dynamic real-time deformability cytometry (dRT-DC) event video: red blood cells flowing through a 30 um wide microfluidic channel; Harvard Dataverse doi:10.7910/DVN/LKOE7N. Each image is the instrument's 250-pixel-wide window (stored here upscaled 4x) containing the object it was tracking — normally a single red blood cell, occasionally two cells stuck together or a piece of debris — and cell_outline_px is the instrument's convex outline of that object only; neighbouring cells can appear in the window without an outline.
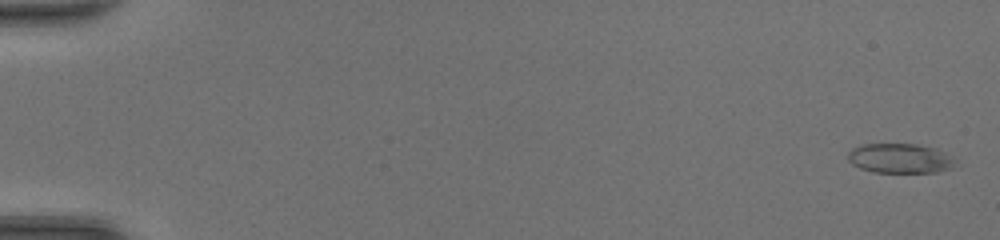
{"species": "common noctule bat (a hibernating species)", "species_latin": "Nyctalus noctula", "temperature_condition": "room temperature", "stored_images_in_passage": 49, "camera_frame_rate_fps": 3000, "um_per_image_px": 0.085, "animal": {"sex": "female", "body_mass_g": 20.0, "forearm_length_mm": 54.0}, "frame": {"image": 1, "passage_image": 2, "time_ms": 0.333, "image_size_px": [1000, 240], "cell_outline_px": [[956, 156], [952, 168], [936, 172], [872, 172], [860, 168], [852, 164], [848, 160], [848, 152], [852, 148], [860, 144], [916, 144], [936, 148]], "centroid_in_image_um": [76.52, 13.45], "position_along_channel_um": 8.5, "area_um2": 18.79}}
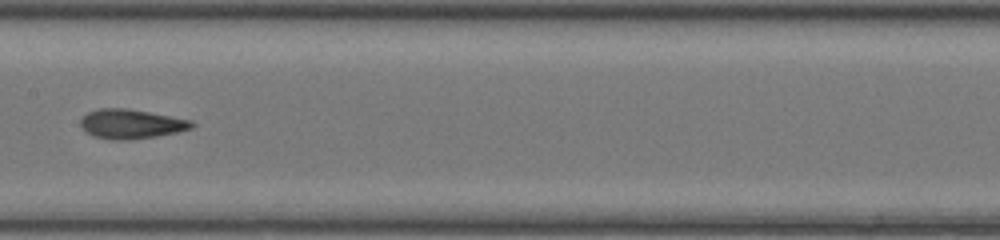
{"frame": {"image": 2, "passage_image": 27, "time_ms": 8.667, "image_size_px": [1000, 240], "cell_outline_px": [[196, 124], [192, 128], [176, 132], [156, 136], [124, 140], [112, 140], [96, 136], [88, 132], [80, 124], [80, 120], [88, 112], [100, 108], [128, 108], [192, 120]], "centroid_in_image_um": [11.18, 10.52], "position_along_channel_um": 196.2, "area_um2": 18.84}}
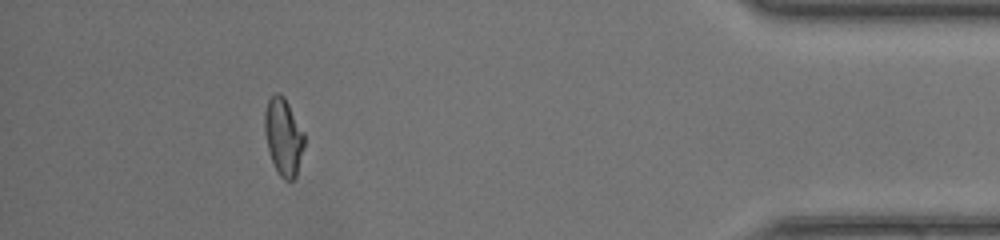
{"frame": {"image": 3, "passage_image": 45, "time_ms": 14.667, "image_size_px": [1000, 240], "cell_outline_px": [[304, 148], [296, 176], [292, 180], [284, 180], [280, 176], [272, 160], [268, 148], [264, 128], [264, 112], [268, 100], [276, 92], [280, 92], [284, 96], [304, 132]], "centroid_in_image_um": [24.1, 11.6], "position_along_channel_um": 411.1, "area_um2": 17.74}, "authors_computed_cell_mechanics": {"area_um2": 18.9006, "velocity_mm_per_s": 4.4091, "shape_relaxation_time_tau1_ms": 10.2915, "shape_relaxation_time_tau2_ms": 1.44, "deformation_change_tau1": 0.2674, "deformation_change_tau2": 0.0743}}